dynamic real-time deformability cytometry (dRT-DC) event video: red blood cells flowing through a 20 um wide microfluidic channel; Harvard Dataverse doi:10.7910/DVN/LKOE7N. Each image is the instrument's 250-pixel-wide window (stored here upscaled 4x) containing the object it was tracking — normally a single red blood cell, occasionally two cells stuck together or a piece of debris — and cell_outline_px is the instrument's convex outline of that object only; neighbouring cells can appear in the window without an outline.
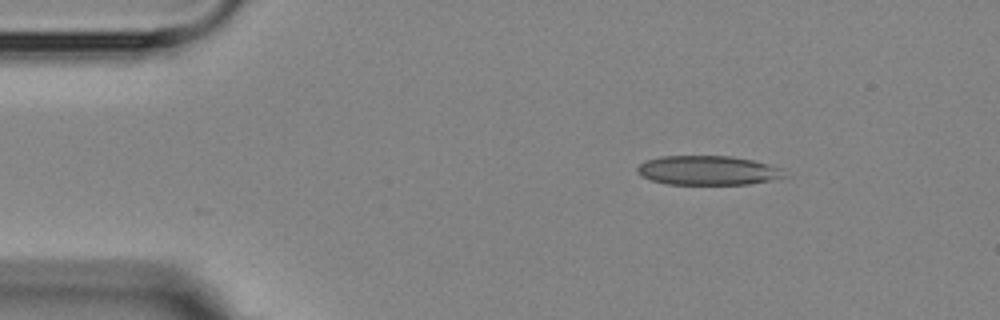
{"species": "Egyptian fruit bat (a non-hibernating species)", "species_latin": "Rousettus aegyptiacus", "temperature_condition": "room temperature", "stored_images_in_passage": 2, "camera_frame_rate_fps": 3000, "um_per_image_px": 0.085, "animal": {"sex": "female"}, "frame": {"image": 1, "passage_image": 2, "time_ms": 1.0, "image_size_px": [1000, 320], "cell_outline_px": [[792, 176], [772, 180], [748, 184], [668, 184], [652, 180], [640, 176], [636, 172], [636, 168], [644, 160], [660, 156], [732, 156], [752, 160], [768, 164], [780, 168]], "centroid_in_image_um": [60.18, 14.48], "position_along_channel_um": 24.8, "area_um2": 25.37}}